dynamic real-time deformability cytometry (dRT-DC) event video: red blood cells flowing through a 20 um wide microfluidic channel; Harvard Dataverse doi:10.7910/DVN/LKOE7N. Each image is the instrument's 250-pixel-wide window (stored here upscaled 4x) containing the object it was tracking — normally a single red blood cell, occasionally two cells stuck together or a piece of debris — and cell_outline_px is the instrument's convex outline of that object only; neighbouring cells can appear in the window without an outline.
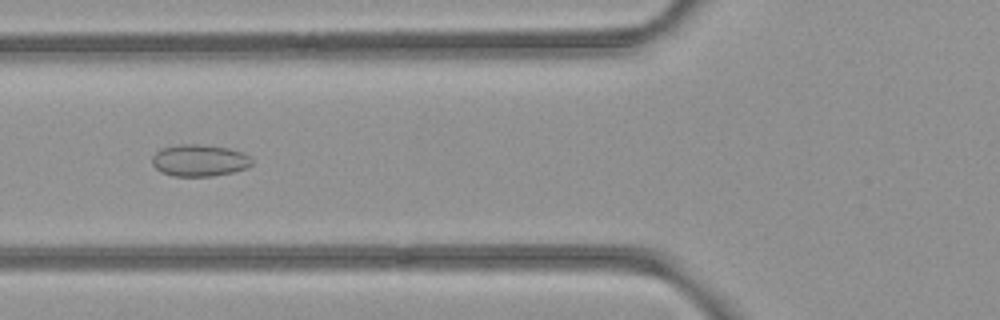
{"species": "common noctule bat (a hibernating species)", "species_latin": "Nyctalus noctula", "temperature_condition": "room temperature", "stored_images_in_passage": 53, "camera_frame_rate_fps": 3000, "um_per_image_px": 0.085, "animal": {"sex": "female", "body_mass_g": 21.9}, "frame": {"image": 1, "passage_image": 21, "time_ms": 6.667, "image_size_px": [1000, 320], "cell_outline_px": [[252, 164], [248, 168], [232, 172], [212, 176], [172, 176], [160, 172], [152, 164], [152, 156], [156, 152], [164, 148], [180, 144], [196, 144], [228, 148], [244, 152], [252, 156]], "centroid_in_image_um": [16.98, 13.64], "position_along_channel_um": 108.8, "area_um2": 18.61}}
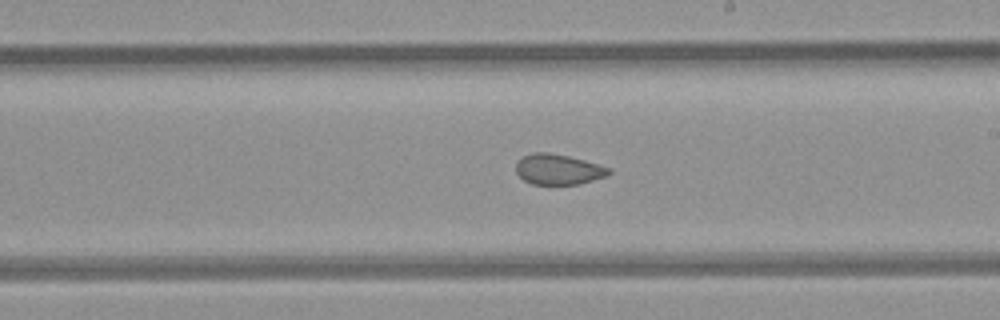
{"frame": {"image": 2, "passage_image": 31, "time_ms": 10.0, "image_size_px": [1000, 320], "cell_outline_px": [[612, 172], [608, 176], [580, 184], [532, 184], [524, 180], [516, 172], [516, 164], [524, 156], [532, 152], [548, 152], [568, 156], [600, 164], [608, 168]], "centroid_in_image_um": [47.48, 14.4], "position_along_channel_um": 241.5, "area_um2": 16.47}}
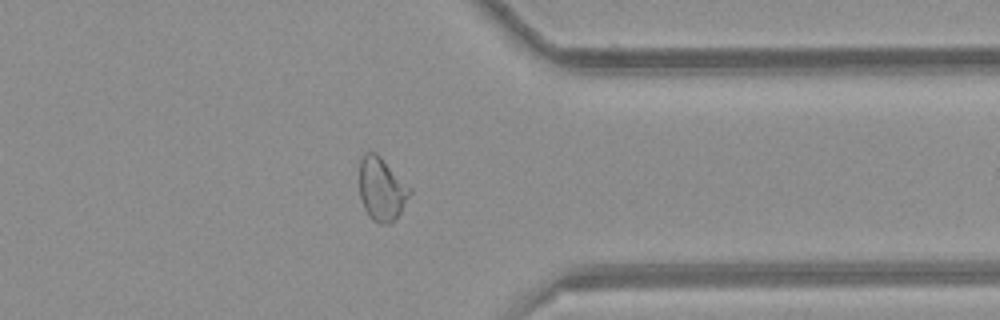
{"frame": {"image": 3, "passage_image": 42, "time_ms": 13.667, "image_size_px": [1000, 320], "cell_outline_px": [[412, 192], [400, 212], [388, 224], [380, 224], [372, 220], [364, 208], [360, 196], [360, 160], [364, 152], [376, 152], [412, 188]], "centroid_in_image_um": [32.44, 16.05], "position_along_channel_um": 379.0, "area_um2": 18.5}, "authors_computed_cell_mechanics": {"area_um2": 20.0566, "velocity_mm_per_s": 3.9731, "shape_relaxation_time_tau1_ms": null, "shape_relaxation_time_tau2_ms": 2.008, "deformation_change_tau1": null, "deformation_change_tau2": 0.0592}}